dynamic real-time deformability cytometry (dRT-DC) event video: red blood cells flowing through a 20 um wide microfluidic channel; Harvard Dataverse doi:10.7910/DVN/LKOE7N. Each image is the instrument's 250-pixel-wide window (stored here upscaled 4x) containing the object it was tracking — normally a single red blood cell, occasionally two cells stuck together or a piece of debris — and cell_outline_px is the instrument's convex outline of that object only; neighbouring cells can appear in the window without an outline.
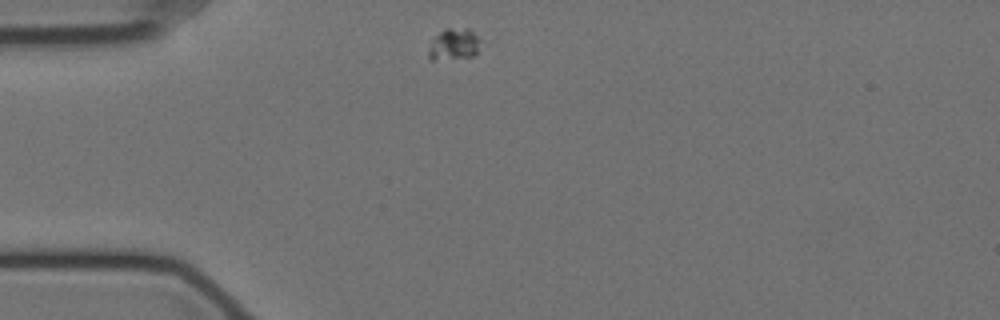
{"species": "Egyptian fruit bat (a non-hibernating species)", "species_latin": "Rousettus aegyptiacus", "temperature_condition": "cold", "stored_images_in_passage": 46, "camera_frame_rate_fps": 3000, "um_per_image_px": 0.085, "animal": {"sex": "female"}, "frame": {"image": 1, "passage_image": 1, "time_ms": 0.0, "image_size_px": [1000, 320], "cell_outline_px": [[488, 44], [472, 56], [432, 60], [428, 60], [428, 52], [432, 36], [444, 28], [468, 28]], "centroid_in_image_um": [38.65, 3.74], "position_along_channel_um": 46.4, "area_um2": 10.17}}
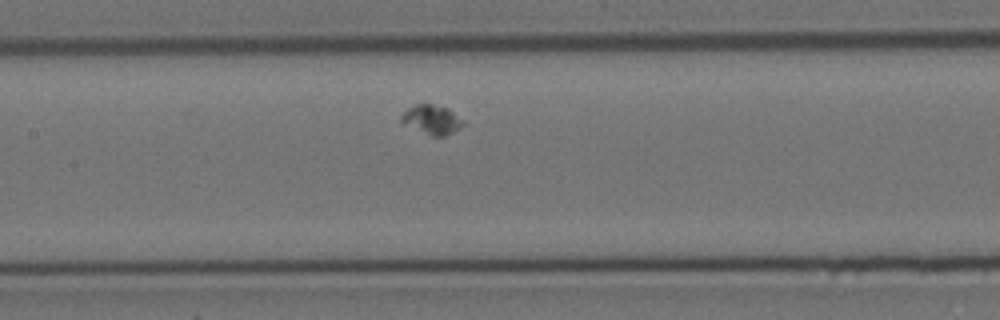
{"frame": {"image": 2, "passage_image": 14, "time_ms": 4.333, "image_size_px": [1000, 320], "cell_outline_px": [[468, 124], [444, 136], [432, 136], [400, 120], [400, 116], [408, 108], [416, 104], [432, 104], [448, 108], [464, 120]], "centroid_in_image_um": [36.78, 10.15], "position_along_channel_um": 170.6, "area_um2": 10.35}}
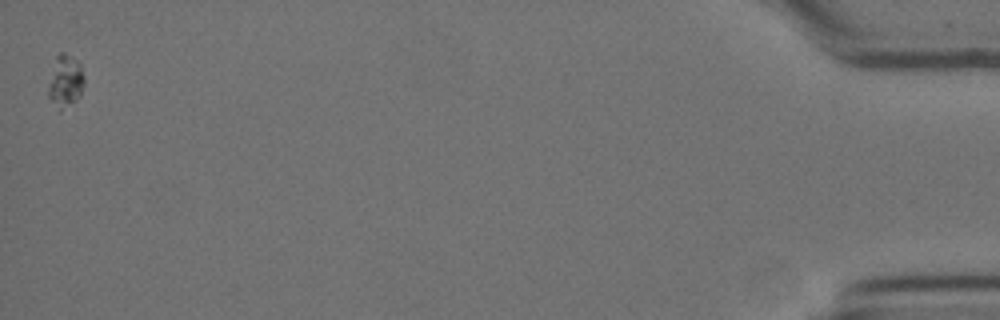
{"frame": {"image": 3, "passage_image": 46, "time_ms": 15.0, "image_size_px": [1000, 320], "cell_outline_px": [[84, 84], [80, 96], [76, 100], [60, 112], [48, 96], [48, 84], [56, 56], [60, 52], [64, 52], [76, 60], [80, 64], [84, 76]], "centroid_in_image_um": [5.56, 6.91], "position_along_channel_um": 429.6, "area_um2": 10.92}}